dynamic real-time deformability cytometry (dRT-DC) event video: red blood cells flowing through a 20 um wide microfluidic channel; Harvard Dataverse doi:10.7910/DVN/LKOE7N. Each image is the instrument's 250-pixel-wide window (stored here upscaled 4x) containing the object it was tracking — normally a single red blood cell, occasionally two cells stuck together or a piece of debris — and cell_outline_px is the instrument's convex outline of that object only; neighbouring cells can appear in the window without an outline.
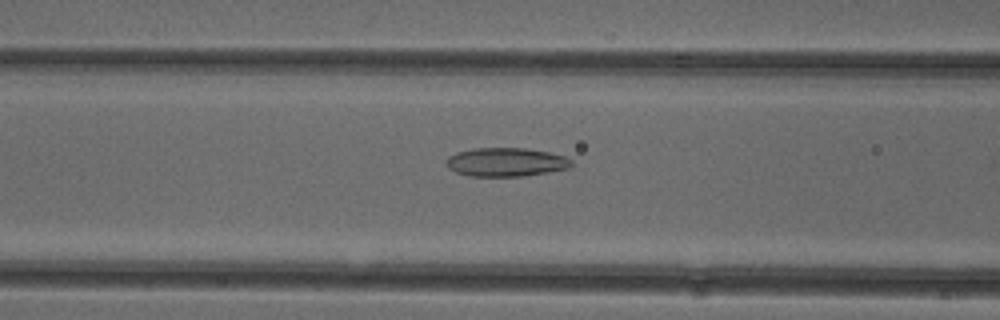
{"species": "common noctule bat (a hibernating species)", "species_latin": "Nyctalus noctula", "temperature_condition": "cold", "stored_images_in_passage": 51, "camera_frame_rate_fps": 3000, "um_per_image_px": 0.085, "animal": {"sex": "female"}, "frame": {"image": 1, "passage_image": 20, "time_ms": 6.333, "image_size_px": [1000, 320], "cell_outline_px": [[572, 164], [568, 168], [548, 172], [524, 176], [468, 176], [456, 172], [448, 168], [444, 164], [444, 160], [448, 156], [456, 152], [472, 148], [524, 148], [548, 152], [564, 156], [572, 160]], "centroid_in_image_um": [42.94, 13.78], "position_along_channel_um": 123.7, "area_um2": 21.1}}
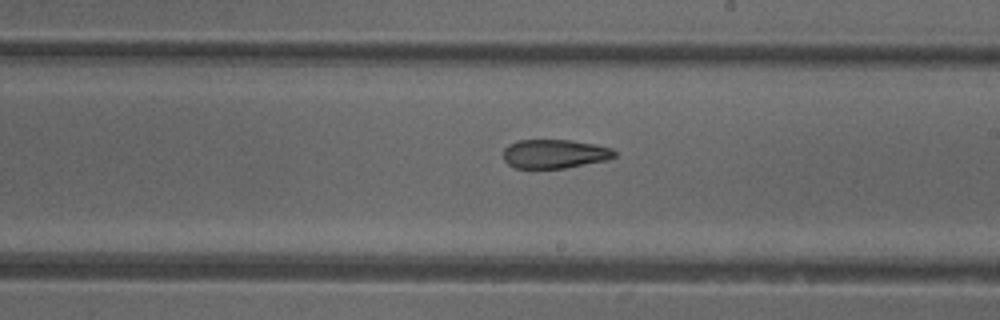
{"frame": {"image": 2, "passage_image": 29, "time_ms": 9.333, "image_size_px": [1000, 320], "cell_outline_px": [[616, 156], [608, 160], [564, 168], [516, 168], [508, 164], [504, 160], [504, 148], [508, 144], [516, 140], [568, 140], [592, 144], [612, 148], [616, 152]], "centroid_in_image_um": [47.13, 13.08], "position_along_channel_um": 241.9, "area_um2": 18.73}}
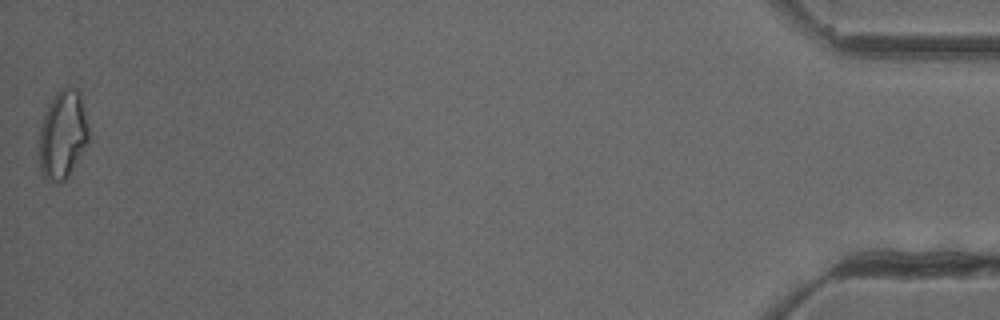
{"frame": {"image": 3, "passage_image": 51, "time_ms": 16.667, "image_size_px": [1000, 320], "cell_outline_px": [[88, 144], [68, 176], [60, 184], [52, 184], [40, 176], [40, 128], [48, 104], [56, 92], [60, 88], [76, 88], [80, 92], [88, 124]], "centroid_in_image_um": [5.33, 11.49], "position_along_channel_um": 429.9, "area_um2": 25.78}, "authors_computed_cell_mechanics": {"area_um2": 21.5594, "velocity_mm_per_s": 3.9424, "shape_relaxation_time_tau1_ms": null, "shape_relaxation_time_tau2_ms": 4.1972, "deformation_change_tau1": null, "deformation_change_tau2": 0.1194}}